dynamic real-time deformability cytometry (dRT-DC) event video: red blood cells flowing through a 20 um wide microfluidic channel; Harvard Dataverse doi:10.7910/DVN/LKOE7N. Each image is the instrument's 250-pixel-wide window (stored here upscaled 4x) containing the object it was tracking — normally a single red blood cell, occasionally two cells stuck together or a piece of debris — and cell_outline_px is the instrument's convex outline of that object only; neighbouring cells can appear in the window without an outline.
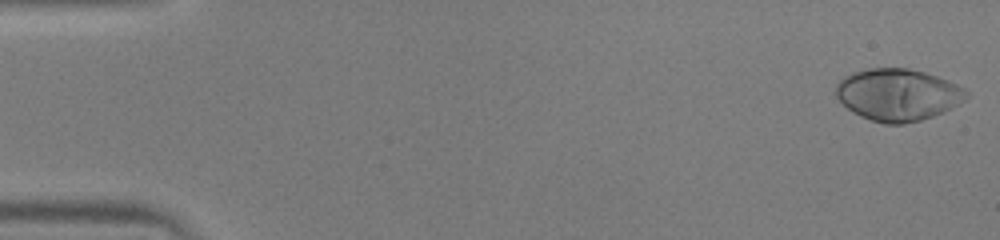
{"species": "human", "species_latin": "Homo sapiens", "temperature_condition": "warm", "stored_images_in_passage": 11, "camera_frame_rate_fps": 3000, "um_per_image_px": 0.085, "donor": {"sex": "male"}, "frame": {"image": 1, "passage_image": 1, "time_ms": 0.0, "image_size_px": [1000, 240], "cell_outline_px": [[968, 96], [964, 100], [932, 116], [920, 120], [904, 124], [884, 124], [860, 116], [852, 112], [836, 96], [836, 84], [844, 76], [868, 68], [908, 68], [924, 72], [948, 80], [964, 88], [968, 92]], "centroid_in_image_um": [76.29, 8.04], "position_along_channel_um": 8.7, "area_um2": 39.13}}